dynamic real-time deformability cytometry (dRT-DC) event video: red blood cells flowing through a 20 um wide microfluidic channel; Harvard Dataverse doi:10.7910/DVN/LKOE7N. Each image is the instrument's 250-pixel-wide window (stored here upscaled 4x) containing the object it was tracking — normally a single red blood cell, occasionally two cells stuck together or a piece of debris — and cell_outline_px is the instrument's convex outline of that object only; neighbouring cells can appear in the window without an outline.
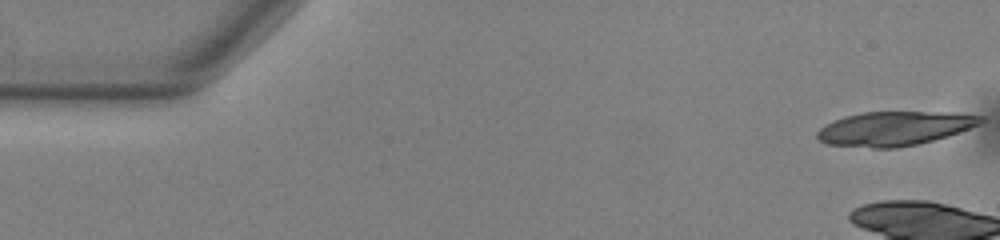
{"species": "common noctule bat (a hibernating species)", "species_latin": "Nyctalus noctula", "temperature_condition": "warm", "stored_images_in_passage": 12, "camera_frame_rate_fps": 3000, "um_per_image_px": 0.085, "animal": {"sex": "male", "body_mass_g": 13.0, "forearm_length_mm": 53.1}, "frame": {"image": 1, "passage_image": 1, "time_ms": 0.0, "image_size_px": [1000, 240], "cell_outline_px": [[984, 120], [980, 124], [948, 136], [916, 144], [896, 148], [872, 148], [824, 144], [816, 136], [816, 132], [824, 124], [844, 116], [864, 112], [956, 112], [984, 116]], "centroid_in_image_um": [76.01, 10.92], "position_along_channel_um": 9.0, "area_um2": 32.71}}
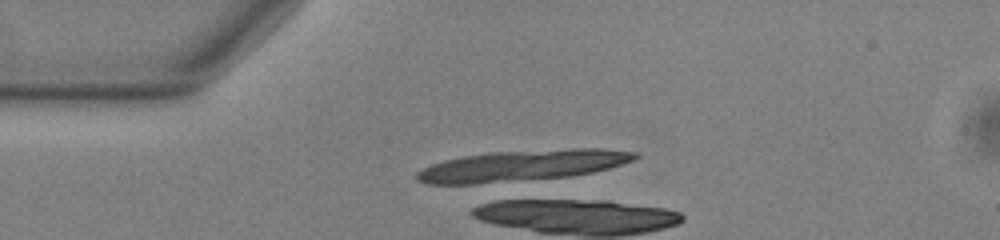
{"frame": {"image": 2, "passage_image": 12, "time_ms": 3.667, "image_size_px": [1000, 240], "cell_outline_px": [[640, 156], [632, 160], [608, 168], [592, 172], [568, 176], [476, 184], [424, 184], [416, 180], [416, 172], [432, 164], [444, 160], [464, 156], [492, 152], [572, 148], [604, 148], [636, 152]], "centroid_in_image_um": [44.37, 14.07], "position_along_channel_um": 40.6, "area_um2": 39.19}}